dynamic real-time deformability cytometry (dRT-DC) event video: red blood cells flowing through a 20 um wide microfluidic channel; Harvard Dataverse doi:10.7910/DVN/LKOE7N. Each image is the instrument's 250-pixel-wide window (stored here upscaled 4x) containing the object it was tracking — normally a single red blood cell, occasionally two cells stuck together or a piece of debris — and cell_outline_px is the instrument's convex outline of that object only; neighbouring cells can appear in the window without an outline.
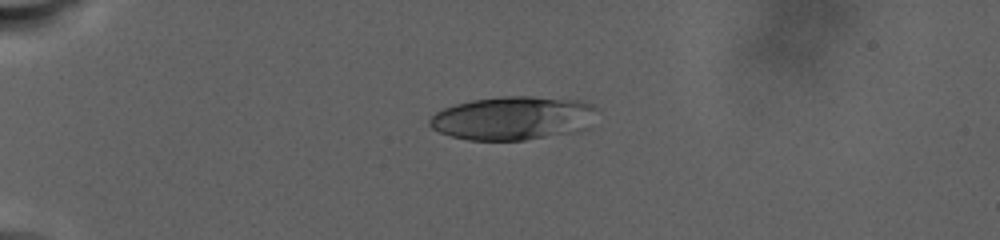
{"species": "human", "species_latin": "Homo sapiens", "temperature_condition": "warm", "stored_images_in_passage": 54, "camera_frame_rate_fps": 3000, "um_per_image_px": 0.085, "donor": {"sex": "male"}, "frame": {"image": 1, "passage_image": 1, "time_ms": 0.0, "image_size_px": [1000, 240], "cell_outline_px": [[600, 108], [588, 128], [576, 132], [524, 140], [468, 140], [452, 136], [440, 132], [432, 128], [428, 124], [428, 120], [436, 112], [444, 108], [456, 104], [472, 100], [500, 96], [532, 96], [580, 100], [592, 104]], "centroid_in_image_um": [43.66, 10.03], "position_along_channel_um": 41.3, "area_um2": 42.95}}
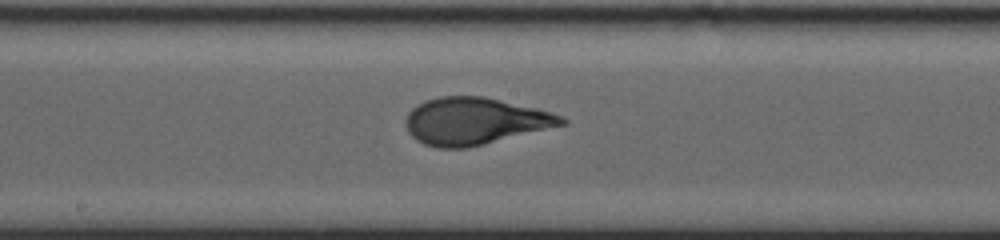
{"frame": {"image": 2, "passage_image": 30, "time_ms": 9.667, "image_size_px": [1000, 240], "cell_outline_px": [[568, 124], [468, 148], [436, 148], [424, 144], [416, 140], [408, 132], [404, 124], [404, 120], [408, 112], [412, 108], [424, 100], [440, 96], [484, 96], [536, 108], [552, 112], [568, 120]], "centroid_in_image_um": [40.34, 10.3], "position_along_channel_um": 207.9, "area_um2": 43.06}}
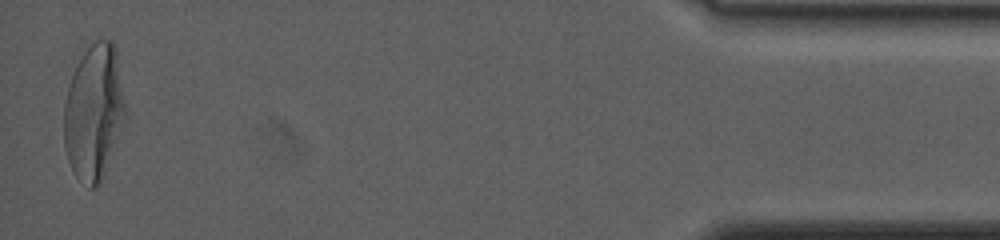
{"frame": {"image": 3, "passage_image": 54, "time_ms": 22.333, "image_size_px": [1000, 240], "cell_outline_px": [[128, 116], [100, 184], [96, 188], [88, 188], [76, 176], [68, 160], [64, 148], [64, 104], [68, 88], [72, 76], [84, 52], [96, 40], [112, 40], [116, 44]], "centroid_in_image_um": [8.03, 9.55], "position_along_channel_um": 427.2, "area_um2": 49.07}, "authors_computed_cell_mechanics": {"area_um2": 42.0495, "velocity_mm_per_s": 2.2986, "shape_relaxation_time_tau1_ms": 7.7432, "shape_relaxation_time_tau2_ms": null, "deformation_change_tau1": 0.2473, "deformation_change_tau2": null}}